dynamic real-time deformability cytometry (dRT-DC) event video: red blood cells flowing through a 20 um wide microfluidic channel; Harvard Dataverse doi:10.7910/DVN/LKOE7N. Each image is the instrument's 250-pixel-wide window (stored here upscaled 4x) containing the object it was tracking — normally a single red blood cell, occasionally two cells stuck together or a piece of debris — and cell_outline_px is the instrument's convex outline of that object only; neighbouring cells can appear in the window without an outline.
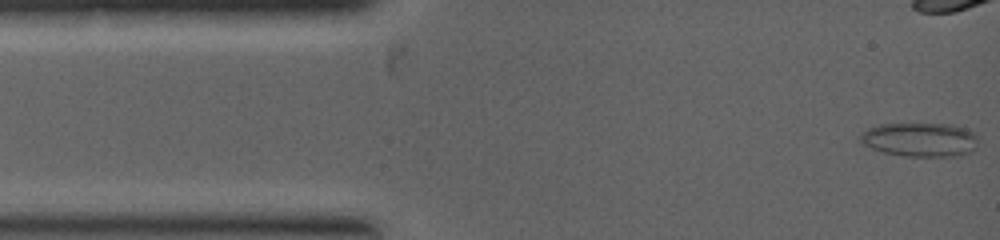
{"species": "common noctule bat (a hibernating species)", "species_latin": "Nyctalus noctula", "temperature_condition": "warm", "stored_images_in_passage": 20, "camera_frame_rate_fps": 5000, "um_per_image_px": 0.085, "animal": {"sex": "female", "body_mass_g": 19.0, "forearm_length_mm": 53.3}, "frame": {"image": 1, "passage_image": 1, "time_ms": 0.0, "image_size_px": [1000, 240], "cell_outline_px": [[976, 140], [972, 152], [960, 156], [904, 156], [884, 152], [872, 148], [864, 144], [860, 140], [860, 132], [868, 128], [880, 124], [952, 124], [964, 128], [972, 132], [976, 136]], "centroid_in_image_um": [78.18, 11.87], "position_along_channel_um": 6.8, "area_um2": 23.24}}
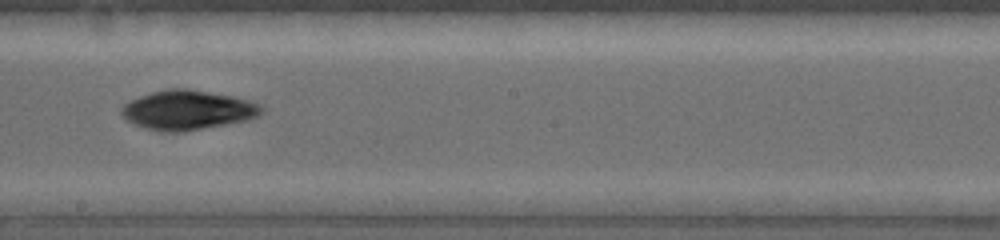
{"frame": {"image": 2, "passage_image": 17, "time_ms": 4.4, "image_size_px": [1000, 240], "cell_outline_px": [[264, 112], [260, 116], [248, 120], [184, 132], [164, 132], [144, 128], [128, 120], [120, 112], [120, 108], [128, 100], [152, 92], [168, 88], [188, 88], [236, 96], [252, 100], [260, 104], [264, 108]], "centroid_in_image_um": [16.0, 9.34], "position_along_channel_um": 232.2, "area_um2": 32.71}}
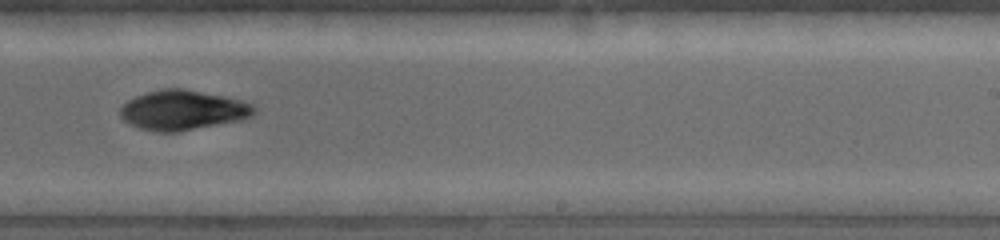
{"frame": {"image": 3, "passage_image": 20, "time_ms": 5.0, "image_size_px": [1000, 240], "cell_outline_px": [[256, 112], [252, 116], [244, 120], [176, 132], [156, 132], [140, 128], [124, 120], [120, 116], [120, 108], [128, 100], [136, 96], [160, 88], [184, 88], [244, 100], [252, 104], [256, 108]], "centroid_in_image_um": [15.58, 9.36], "position_along_channel_um": 273.4, "area_um2": 31.27}}